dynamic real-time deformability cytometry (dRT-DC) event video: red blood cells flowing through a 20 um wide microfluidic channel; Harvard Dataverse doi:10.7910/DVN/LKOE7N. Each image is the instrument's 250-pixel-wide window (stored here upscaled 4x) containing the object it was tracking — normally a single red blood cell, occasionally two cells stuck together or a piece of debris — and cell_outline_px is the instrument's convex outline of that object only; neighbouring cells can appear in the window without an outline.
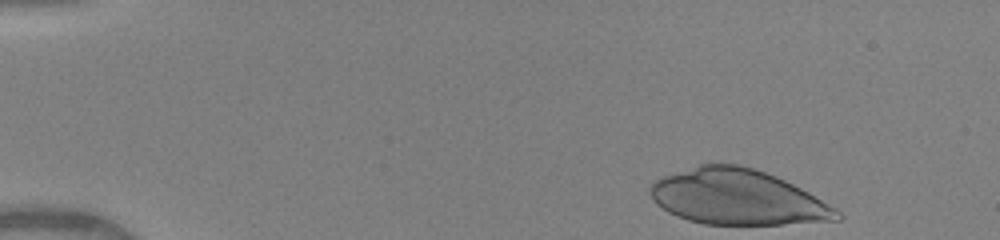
{"species": "human", "species_latin": "Homo sapiens", "temperature_condition": "warm", "stored_images_in_passage": 37, "camera_frame_rate_fps": 3000, "um_per_image_px": 0.085, "donor": {"sex": "female"}, "frame": {"image": 1, "passage_image": 1, "time_ms": 0.0, "image_size_px": [1000, 240], "cell_outline_px": [[844, 216], [840, 220], [780, 224], [704, 224], [688, 220], [676, 216], [668, 212], [656, 204], [652, 200], [648, 192], [648, 188], [656, 180], [664, 176], [700, 164], [740, 164], [776, 176], [808, 192], [836, 208]], "centroid_in_image_um": [62.67, 16.77], "position_along_channel_um": 22.3, "area_um2": 60.0}}